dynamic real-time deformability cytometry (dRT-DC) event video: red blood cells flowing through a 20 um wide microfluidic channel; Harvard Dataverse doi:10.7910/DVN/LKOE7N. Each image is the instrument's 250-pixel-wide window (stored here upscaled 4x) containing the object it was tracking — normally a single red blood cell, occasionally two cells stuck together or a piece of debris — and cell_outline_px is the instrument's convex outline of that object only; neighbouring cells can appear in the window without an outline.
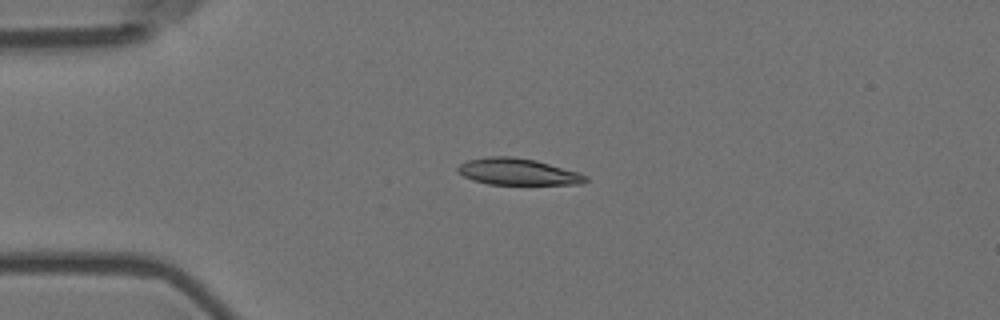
{"species": "Egyptian fruit bat (a non-hibernating species)", "species_latin": "Rousettus aegyptiacus", "temperature_condition": "room temperature", "stored_images_in_passage": 2, "camera_frame_rate_fps": 3000, "um_per_image_px": 0.085, "animal": {"sex": "female"}, "frame": {"image": 1, "passage_image": 1, "time_ms": 0.0, "image_size_px": [1000, 320], "cell_outline_px": [[588, 180], [580, 184], [488, 184], [472, 180], [456, 172], [456, 168], [460, 164], [468, 160], [488, 156], [512, 156], [536, 160], [576, 172], [588, 176]], "centroid_in_image_um": [43.96, 14.59], "position_along_channel_um": 41.0, "area_um2": 19.71}}